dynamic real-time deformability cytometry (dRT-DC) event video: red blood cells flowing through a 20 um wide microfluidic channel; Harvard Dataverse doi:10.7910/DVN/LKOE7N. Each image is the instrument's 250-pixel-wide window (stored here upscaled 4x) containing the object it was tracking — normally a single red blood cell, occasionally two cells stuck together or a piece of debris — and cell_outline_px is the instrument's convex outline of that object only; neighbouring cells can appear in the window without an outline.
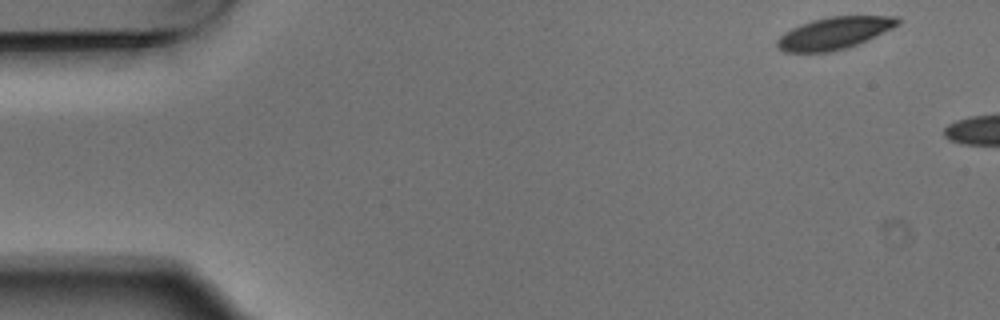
{"species": "Egyptian fruit bat (a non-hibernating species)", "species_latin": "Rousettus aegyptiacus", "temperature_condition": "warm", "stored_images_in_passage": 2, "camera_frame_rate_fps": 3000, "um_per_image_px": 0.085, "animal": {"sex": "male"}, "frame": {"image": 1, "passage_image": 1, "time_ms": 0.0, "image_size_px": [1000, 320], "cell_outline_px": [[900, 24], [868, 40], [848, 48], [832, 52], [784, 52], [776, 48], [776, 40], [784, 32], [800, 24], [812, 20], [832, 16], [900, 16]], "centroid_in_image_um": [70.91, 2.82], "position_along_channel_um": 14.1, "area_um2": 22.77}}